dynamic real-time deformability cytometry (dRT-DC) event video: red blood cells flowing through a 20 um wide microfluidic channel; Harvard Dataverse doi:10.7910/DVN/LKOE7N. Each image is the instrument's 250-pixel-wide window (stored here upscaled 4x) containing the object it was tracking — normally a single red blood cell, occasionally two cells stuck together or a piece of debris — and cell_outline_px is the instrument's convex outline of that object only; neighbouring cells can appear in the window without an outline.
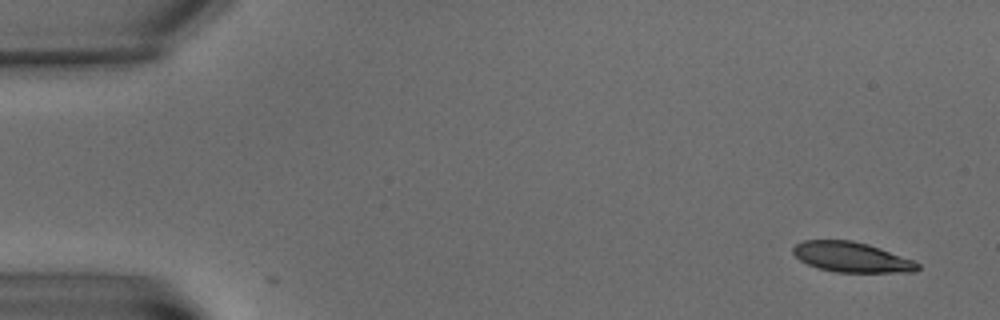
{"species": "common noctule bat (a hibernating species)", "species_latin": "Nyctalus noctula", "temperature_condition": "warm", "stored_images_in_passage": 2, "camera_frame_rate_fps": 3000, "um_per_image_px": 0.085, "animal": {"sex": "male", "body_mass_g": 15.6}, "frame": {"image": 1, "passage_image": 1, "time_ms": 0.0, "image_size_px": [1000, 320], "cell_outline_px": [[920, 268], [916, 272], [836, 272], [820, 268], [808, 264], [800, 260], [792, 252], [792, 248], [796, 244], [804, 240], [852, 240], [868, 244], [916, 260], [920, 264]], "centroid_in_image_um": [72.44, 21.85], "position_along_channel_um": 12.6, "area_um2": 21.96}}